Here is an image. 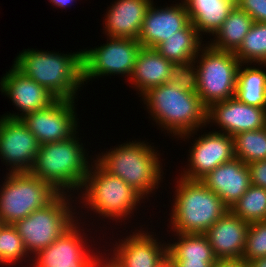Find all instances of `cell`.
I'll use <instances>...</instances> for the list:
<instances>
[{"mask_svg": "<svg viewBox=\"0 0 266 267\" xmlns=\"http://www.w3.org/2000/svg\"><path fill=\"white\" fill-rule=\"evenodd\" d=\"M142 99L156 124L178 138H190L208 124V108L199 95L183 91L172 81L150 88Z\"/></svg>", "mask_w": 266, "mask_h": 267, "instance_id": "obj_1", "label": "cell"}, {"mask_svg": "<svg viewBox=\"0 0 266 267\" xmlns=\"http://www.w3.org/2000/svg\"><path fill=\"white\" fill-rule=\"evenodd\" d=\"M57 99L75 100L83 81V50L70 54L25 49L13 64ZM76 95V96H75Z\"/></svg>", "mask_w": 266, "mask_h": 267, "instance_id": "obj_2", "label": "cell"}, {"mask_svg": "<svg viewBox=\"0 0 266 267\" xmlns=\"http://www.w3.org/2000/svg\"><path fill=\"white\" fill-rule=\"evenodd\" d=\"M76 134L77 132L65 141L40 145L29 171L60 194H68L69 189L81 190L90 170L85 149Z\"/></svg>", "mask_w": 266, "mask_h": 267, "instance_id": "obj_3", "label": "cell"}, {"mask_svg": "<svg viewBox=\"0 0 266 267\" xmlns=\"http://www.w3.org/2000/svg\"><path fill=\"white\" fill-rule=\"evenodd\" d=\"M124 144V145H123ZM96 161L109 173L121 178L144 199L159 186L163 174L160 155L145 141L123 143ZM160 180V181H159Z\"/></svg>", "mask_w": 266, "mask_h": 267, "instance_id": "obj_4", "label": "cell"}, {"mask_svg": "<svg viewBox=\"0 0 266 267\" xmlns=\"http://www.w3.org/2000/svg\"><path fill=\"white\" fill-rule=\"evenodd\" d=\"M176 183V196L170 215L173 225L170 226L175 233L205 234L229 211L222 199L200 180L180 177Z\"/></svg>", "mask_w": 266, "mask_h": 267, "instance_id": "obj_5", "label": "cell"}, {"mask_svg": "<svg viewBox=\"0 0 266 267\" xmlns=\"http://www.w3.org/2000/svg\"><path fill=\"white\" fill-rule=\"evenodd\" d=\"M93 162L95 164L90 167L82 186L85 190L81 195L82 203L102 218L116 221L131 216L143 197L121 178L107 172L96 160Z\"/></svg>", "mask_w": 266, "mask_h": 267, "instance_id": "obj_6", "label": "cell"}, {"mask_svg": "<svg viewBox=\"0 0 266 267\" xmlns=\"http://www.w3.org/2000/svg\"><path fill=\"white\" fill-rule=\"evenodd\" d=\"M0 189V222L14 225L52 202L60 193L29 172L6 174Z\"/></svg>", "mask_w": 266, "mask_h": 267, "instance_id": "obj_7", "label": "cell"}, {"mask_svg": "<svg viewBox=\"0 0 266 267\" xmlns=\"http://www.w3.org/2000/svg\"><path fill=\"white\" fill-rule=\"evenodd\" d=\"M69 196L59 194L47 206L33 211L14 224L30 256L31 253L35 256L54 243L75 221H78L73 215L75 213L72 212Z\"/></svg>", "mask_w": 266, "mask_h": 267, "instance_id": "obj_8", "label": "cell"}, {"mask_svg": "<svg viewBox=\"0 0 266 267\" xmlns=\"http://www.w3.org/2000/svg\"><path fill=\"white\" fill-rule=\"evenodd\" d=\"M207 44L206 47L200 48L202 54L198 52L194 61L197 62L198 72L197 94L209 108L213 103L235 97L237 73L241 62L234 52L217 50Z\"/></svg>", "mask_w": 266, "mask_h": 267, "instance_id": "obj_9", "label": "cell"}, {"mask_svg": "<svg viewBox=\"0 0 266 267\" xmlns=\"http://www.w3.org/2000/svg\"><path fill=\"white\" fill-rule=\"evenodd\" d=\"M110 40V41H109ZM109 41V42H108ZM142 46L138 39L109 37L106 44L83 51V81L121 74L129 79Z\"/></svg>", "mask_w": 266, "mask_h": 267, "instance_id": "obj_10", "label": "cell"}, {"mask_svg": "<svg viewBox=\"0 0 266 267\" xmlns=\"http://www.w3.org/2000/svg\"><path fill=\"white\" fill-rule=\"evenodd\" d=\"M74 103V100L57 99L50 106L27 113L20 119L40 145L65 141L78 130Z\"/></svg>", "mask_w": 266, "mask_h": 267, "instance_id": "obj_11", "label": "cell"}, {"mask_svg": "<svg viewBox=\"0 0 266 267\" xmlns=\"http://www.w3.org/2000/svg\"><path fill=\"white\" fill-rule=\"evenodd\" d=\"M0 157L9 172H29L32 168L40 144L21 119L0 117ZM9 163V164H8Z\"/></svg>", "mask_w": 266, "mask_h": 267, "instance_id": "obj_12", "label": "cell"}, {"mask_svg": "<svg viewBox=\"0 0 266 267\" xmlns=\"http://www.w3.org/2000/svg\"><path fill=\"white\" fill-rule=\"evenodd\" d=\"M189 149V168L180 176L189 180H201L217 166L235 158L233 136L212 131L199 136Z\"/></svg>", "mask_w": 266, "mask_h": 267, "instance_id": "obj_13", "label": "cell"}, {"mask_svg": "<svg viewBox=\"0 0 266 267\" xmlns=\"http://www.w3.org/2000/svg\"><path fill=\"white\" fill-rule=\"evenodd\" d=\"M75 222L54 243L34 256L32 267H92L101 257L85 248L86 237ZM85 241V242H84ZM91 253V254H90ZM96 255V256H95Z\"/></svg>", "mask_w": 266, "mask_h": 267, "instance_id": "obj_14", "label": "cell"}, {"mask_svg": "<svg viewBox=\"0 0 266 267\" xmlns=\"http://www.w3.org/2000/svg\"><path fill=\"white\" fill-rule=\"evenodd\" d=\"M0 80V91L12 100L22 113H7L4 117L20 119L27 113L42 110L53 104L57 98L47 88L25 76L14 65Z\"/></svg>", "mask_w": 266, "mask_h": 267, "instance_id": "obj_15", "label": "cell"}, {"mask_svg": "<svg viewBox=\"0 0 266 267\" xmlns=\"http://www.w3.org/2000/svg\"><path fill=\"white\" fill-rule=\"evenodd\" d=\"M132 234L121 239L119 244L116 241L113 258H110L118 267H163L168 262L167 244H160L153 235L141 229Z\"/></svg>", "mask_w": 266, "mask_h": 267, "instance_id": "obj_16", "label": "cell"}, {"mask_svg": "<svg viewBox=\"0 0 266 267\" xmlns=\"http://www.w3.org/2000/svg\"><path fill=\"white\" fill-rule=\"evenodd\" d=\"M207 122L208 125L216 123L222 129L217 132L235 136L266 127V108L247 105L234 97L213 103L207 111Z\"/></svg>", "mask_w": 266, "mask_h": 267, "instance_id": "obj_17", "label": "cell"}, {"mask_svg": "<svg viewBox=\"0 0 266 267\" xmlns=\"http://www.w3.org/2000/svg\"><path fill=\"white\" fill-rule=\"evenodd\" d=\"M175 5V6H174ZM156 8L153 1L148 7L138 41L142 47L156 48L159 44L184 29L189 23V13L183 3Z\"/></svg>", "mask_w": 266, "mask_h": 267, "instance_id": "obj_18", "label": "cell"}, {"mask_svg": "<svg viewBox=\"0 0 266 267\" xmlns=\"http://www.w3.org/2000/svg\"><path fill=\"white\" fill-rule=\"evenodd\" d=\"M200 181L216 193L229 209L251 185L247 164L237 158L217 166Z\"/></svg>", "mask_w": 266, "mask_h": 267, "instance_id": "obj_19", "label": "cell"}, {"mask_svg": "<svg viewBox=\"0 0 266 267\" xmlns=\"http://www.w3.org/2000/svg\"><path fill=\"white\" fill-rule=\"evenodd\" d=\"M249 223L230 210L220 217L206 232L210 246L217 259L243 257Z\"/></svg>", "mask_w": 266, "mask_h": 267, "instance_id": "obj_20", "label": "cell"}, {"mask_svg": "<svg viewBox=\"0 0 266 267\" xmlns=\"http://www.w3.org/2000/svg\"><path fill=\"white\" fill-rule=\"evenodd\" d=\"M153 0H117L105 14L108 37L138 39L145 13Z\"/></svg>", "mask_w": 266, "mask_h": 267, "instance_id": "obj_21", "label": "cell"}, {"mask_svg": "<svg viewBox=\"0 0 266 267\" xmlns=\"http://www.w3.org/2000/svg\"><path fill=\"white\" fill-rule=\"evenodd\" d=\"M172 62L160 55L156 49L142 47L137 55L134 70L130 77L132 85L140 91V96L150 88L171 81Z\"/></svg>", "mask_w": 266, "mask_h": 267, "instance_id": "obj_22", "label": "cell"}, {"mask_svg": "<svg viewBox=\"0 0 266 267\" xmlns=\"http://www.w3.org/2000/svg\"><path fill=\"white\" fill-rule=\"evenodd\" d=\"M235 6L236 0H190L185 5L200 36L202 32L215 34Z\"/></svg>", "mask_w": 266, "mask_h": 267, "instance_id": "obj_23", "label": "cell"}, {"mask_svg": "<svg viewBox=\"0 0 266 267\" xmlns=\"http://www.w3.org/2000/svg\"><path fill=\"white\" fill-rule=\"evenodd\" d=\"M201 36L190 22L184 29L174 33L164 42L159 44L156 51L171 62L194 61L202 43Z\"/></svg>", "mask_w": 266, "mask_h": 267, "instance_id": "obj_24", "label": "cell"}, {"mask_svg": "<svg viewBox=\"0 0 266 267\" xmlns=\"http://www.w3.org/2000/svg\"><path fill=\"white\" fill-rule=\"evenodd\" d=\"M253 23L252 17L247 12L235 6L221 27L213 34L215 37L209 45L217 50L235 52Z\"/></svg>", "mask_w": 266, "mask_h": 267, "instance_id": "obj_25", "label": "cell"}, {"mask_svg": "<svg viewBox=\"0 0 266 267\" xmlns=\"http://www.w3.org/2000/svg\"><path fill=\"white\" fill-rule=\"evenodd\" d=\"M242 66L241 63L237 73L235 97L247 105L266 108V71Z\"/></svg>", "mask_w": 266, "mask_h": 267, "instance_id": "obj_26", "label": "cell"}, {"mask_svg": "<svg viewBox=\"0 0 266 267\" xmlns=\"http://www.w3.org/2000/svg\"><path fill=\"white\" fill-rule=\"evenodd\" d=\"M178 241L168 243V260H195L216 263L212 247L205 234L176 233Z\"/></svg>", "mask_w": 266, "mask_h": 267, "instance_id": "obj_27", "label": "cell"}, {"mask_svg": "<svg viewBox=\"0 0 266 267\" xmlns=\"http://www.w3.org/2000/svg\"><path fill=\"white\" fill-rule=\"evenodd\" d=\"M234 55L243 65L266 67V23L254 22Z\"/></svg>", "mask_w": 266, "mask_h": 267, "instance_id": "obj_28", "label": "cell"}, {"mask_svg": "<svg viewBox=\"0 0 266 267\" xmlns=\"http://www.w3.org/2000/svg\"><path fill=\"white\" fill-rule=\"evenodd\" d=\"M234 155L249 164L266 159V127L244 131L233 136Z\"/></svg>", "mask_w": 266, "mask_h": 267, "instance_id": "obj_29", "label": "cell"}, {"mask_svg": "<svg viewBox=\"0 0 266 267\" xmlns=\"http://www.w3.org/2000/svg\"><path fill=\"white\" fill-rule=\"evenodd\" d=\"M250 223L266 220V189L250 185L246 193L229 209Z\"/></svg>", "mask_w": 266, "mask_h": 267, "instance_id": "obj_30", "label": "cell"}, {"mask_svg": "<svg viewBox=\"0 0 266 267\" xmlns=\"http://www.w3.org/2000/svg\"><path fill=\"white\" fill-rule=\"evenodd\" d=\"M26 257H29V254L16 227L2 224L0 226V265H15Z\"/></svg>", "mask_w": 266, "mask_h": 267, "instance_id": "obj_31", "label": "cell"}, {"mask_svg": "<svg viewBox=\"0 0 266 267\" xmlns=\"http://www.w3.org/2000/svg\"><path fill=\"white\" fill-rule=\"evenodd\" d=\"M259 257H266V220L249 224L242 259L247 263Z\"/></svg>", "mask_w": 266, "mask_h": 267, "instance_id": "obj_32", "label": "cell"}, {"mask_svg": "<svg viewBox=\"0 0 266 267\" xmlns=\"http://www.w3.org/2000/svg\"><path fill=\"white\" fill-rule=\"evenodd\" d=\"M195 65V61L172 62L170 70L171 81L183 91L197 93L198 72Z\"/></svg>", "mask_w": 266, "mask_h": 267, "instance_id": "obj_33", "label": "cell"}, {"mask_svg": "<svg viewBox=\"0 0 266 267\" xmlns=\"http://www.w3.org/2000/svg\"><path fill=\"white\" fill-rule=\"evenodd\" d=\"M236 6L247 12L254 22L266 23V0H236Z\"/></svg>", "mask_w": 266, "mask_h": 267, "instance_id": "obj_34", "label": "cell"}, {"mask_svg": "<svg viewBox=\"0 0 266 267\" xmlns=\"http://www.w3.org/2000/svg\"><path fill=\"white\" fill-rule=\"evenodd\" d=\"M251 184L266 189V159L247 164Z\"/></svg>", "mask_w": 266, "mask_h": 267, "instance_id": "obj_35", "label": "cell"}, {"mask_svg": "<svg viewBox=\"0 0 266 267\" xmlns=\"http://www.w3.org/2000/svg\"><path fill=\"white\" fill-rule=\"evenodd\" d=\"M174 267H213L215 263L195 260H168Z\"/></svg>", "mask_w": 266, "mask_h": 267, "instance_id": "obj_36", "label": "cell"}, {"mask_svg": "<svg viewBox=\"0 0 266 267\" xmlns=\"http://www.w3.org/2000/svg\"><path fill=\"white\" fill-rule=\"evenodd\" d=\"M213 267H248L247 263L242 259H217Z\"/></svg>", "mask_w": 266, "mask_h": 267, "instance_id": "obj_37", "label": "cell"}, {"mask_svg": "<svg viewBox=\"0 0 266 267\" xmlns=\"http://www.w3.org/2000/svg\"><path fill=\"white\" fill-rule=\"evenodd\" d=\"M92 267H118V266L111 260V258L108 257L107 260L104 261L103 258L101 257L92 265Z\"/></svg>", "mask_w": 266, "mask_h": 267, "instance_id": "obj_38", "label": "cell"}, {"mask_svg": "<svg viewBox=\"0 0 266 267\" xmlns=\"http://www.w3.org/2000/svg\"><path fill=\"white\" fill-rule=\"evenodd\" d=\"M248 267H266V257H259L247 262Z\"/></svg>", "mask_w": 266, "mask_h": 267, "instance_id": "obj_39", "label": "cell"}, {"mask_svg": "<svg viewBox=\"0 0 266 267\" xmlns=\"http://www.w3.org/2000/svg\"><path fill=\"white\" fill-rule=\"evenodd\" d=\"M74 1L75 0H50V2L54 3V6H58L59 8H66Z\"/></svg>", "mask_w": 266, "mask_h": 267, "instance_id": "obj_40", "label": "cell"}, {"mask_svg": "<svg viewBox=\"0 0 266 267\" xmlns=\"http://www.w3.org/2000/svg\"><path fill=\"white\" fill-rule=\"evenodd\" d=\"M163 267H174L169 261Z\"/></svg>", "mask_w": 266, "mask_h": 267, "instance_id": "obj_41", "label": "cell"}, {"mask_svg": "<svg viewBox=\"0 0 266 267\" xmlns=\"http://www.w3.org/2000/svg\"><path fill=\"white\" fill-rule=\"evenodd\" d=\"M189 1H190V0H184V1H182V3H183L184 5H186Z\"/></svg>", "mask_w": 266, "mask_h": 267, "instance_id": "obj_42", "label": "cell"}]
</instances>
